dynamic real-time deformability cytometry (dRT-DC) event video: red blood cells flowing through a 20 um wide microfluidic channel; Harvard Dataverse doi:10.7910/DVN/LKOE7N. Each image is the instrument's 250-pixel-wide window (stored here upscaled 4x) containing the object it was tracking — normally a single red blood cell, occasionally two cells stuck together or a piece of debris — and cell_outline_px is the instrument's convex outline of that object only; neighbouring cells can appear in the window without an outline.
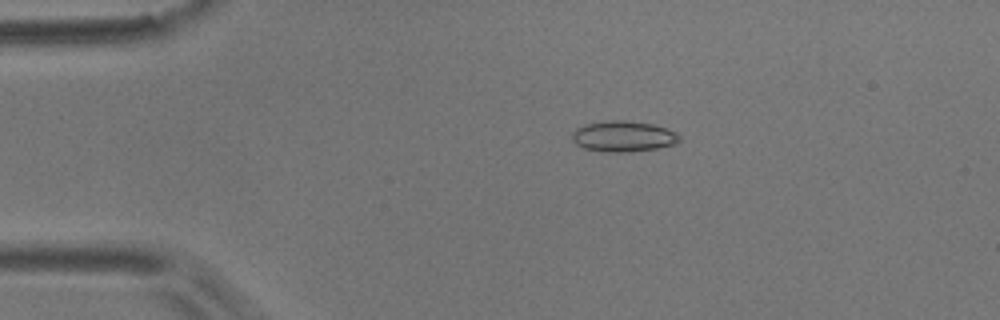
{"species": "common noctule bat (a hibernating species)", "species_latin": "Nyctalus noctula", "temperature_condition": "room temperature", "stored_images_in_passage": 9, "camera_frame_rate_fps": 3000, "um_per_image_px": 0.085, "animal": {"sex": "male", "body_mass_g": 17.9}, "frame": {"image": 1, "passage_image": 4, "time_ms": 3.667, "image_size_px": [1000, 320], "cell_outline_px": [[680, 140], [676, 144], [656, 148], [628, 152], [604, 152], [584, 148], [576, 144], [572, 140], [572, 132], [576, 128], [584, 124], [604, 120], [624, 120], [652, 124], [676, 132], [680, 136]], "centroid_in_image_um": [52.95, 11.58], "position_along_channel_um": 32.1, "area_um2": 19.36}}
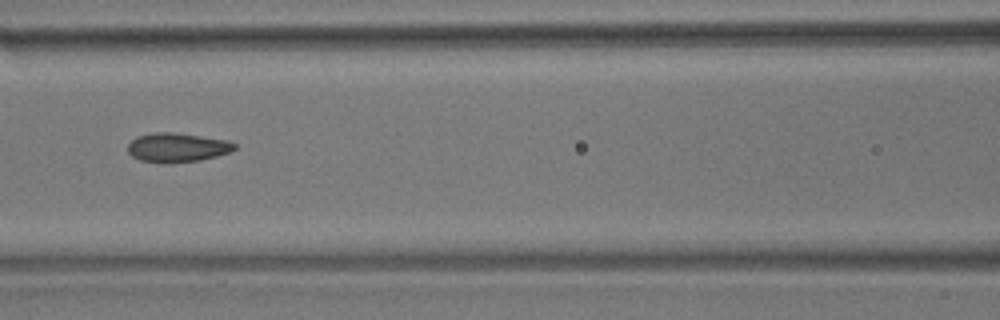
{"frame": {"image": 2, "passage_image": 8, "time_ms": 8.333, "image_size_px": [1000, 320], "cell_outline_px": [[236, 148], [232, 152], [200, 160], [168, 164], [164, 164], [140, 160], [132, 156], [128, 152], [128, 144], [136, 136], [152, 132], [172, 132], [228, 140], [236, 144]], "centroid_in_image_um": [15.05, 12.54], "position_along_channel_um": 151.5, "area_um2": 18.38}}
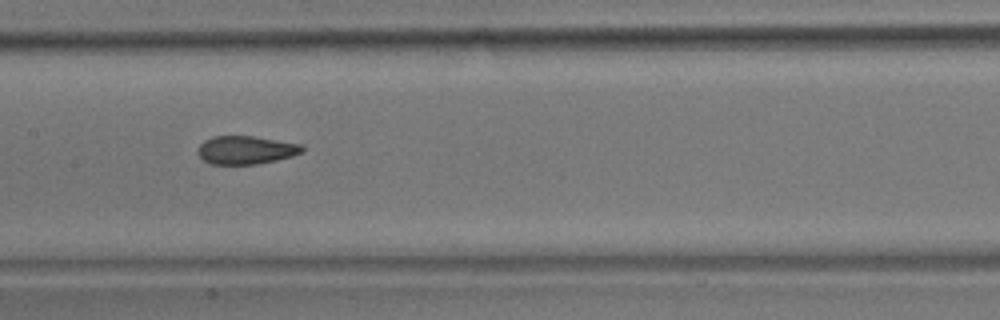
{"frame": {"image": 3, "passage_image": 9, "time_ms": 9.333, "image_size_px": [1000, 320], "cell_outline_px": [[304, 152], [292, 156], [276, 160], [256, 164], [208, 164], [196, 152], [200, 144], [204, 140], [212, 136], [252, 136], [304, 144]], "centroid_in_image_um": [20.91, 12.74], "position_along_channel_um": 186.5, "area_um2": 17.34}}